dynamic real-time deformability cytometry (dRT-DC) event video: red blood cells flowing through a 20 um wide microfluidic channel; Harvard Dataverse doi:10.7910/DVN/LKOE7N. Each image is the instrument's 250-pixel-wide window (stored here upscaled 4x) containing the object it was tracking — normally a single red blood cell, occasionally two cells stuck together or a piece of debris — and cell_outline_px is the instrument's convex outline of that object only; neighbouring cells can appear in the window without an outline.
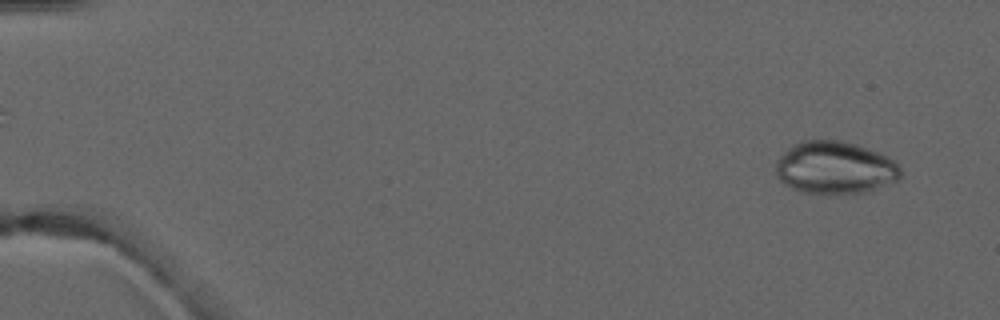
{"species": "common noctule bat (a hibernating species)", "species_latin": "Nyctalus noctula", "temperature_condition": "warm", "stored_images_in_passage": 4, "camera_frame_rate_fps": 3000, "um_per_image_px": 0.085, "animal": {"sex": "male", "forearm_length_mm": 52.5}, "frame": {"image": 1, "passage_image": 4, "time_ms": 4.0, "image_size_px": [1000, 320], "cell_outline_px": [[900, 180], [872, 192], [804, 192], [792, 188], [784, 184], [776, 176], [776, 160], [792, 144], [800, 140], [844, 140], [868, 148], [888, 156], [900, 168]], "centroid_in_image_um": [70.98, 14.23], "position_along_channel_um": 14.0, "area_um2": 38.32}}